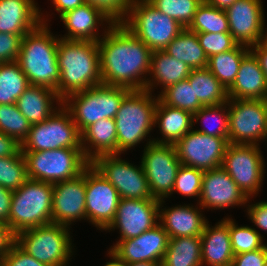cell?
<instances>
[{
	"mask_svg": "<svg viewBox=\"0 0 267 266\" xmlns=\"http://www.w3.org/2000/svg\"><path fill=\"white\" fill-rule=\"evenodd\" d=\"M169 239L168 233L158 223L138 237L118 240L110 249L126 263L142 261L162 263Z\"/></svg>",
	"mask_w": 267,
	"mask_h": 266,
	"instance_id": "obj_21",
	"label": "cell"
},
{
	"mask_svg": "<svg viewBox=\"0 0 267 266\" xmlns=\"http://www.w3.org/2000/svg\"><path fill=\"white\" fill-rule=\"evenodd\" d=\"M227 108H228V102H225L220 105L203 106L199 111L193 113V125L195 123L197 124L198 121L202 120H204V122L205 120L206 122H208L207 120L209 121L213 120L218 122L216 127L212 124L213 128L208 127L209 128L208 129L207 126L206 127L203 126L198 130L196 129V131L207 134L209 136L226 138L229 142V112Z\"/></svg>",
	"mask_w": 267,
	"mask_h": 266,
	"instance_id": "obj_38",
	"label": "cell"
},
{
	"mask_svg": "<svg viewBox=\"0 0 267 266\" xmlns=\"http://www.w3.org/2000/svg\"><path fill=\"white\" fill-rule=\"evenodd\" d=\"M229 232L234 255L255 251L267 245L260 231L249 226H238L232 217L229 218Z\"/></svg>",
	"mask_w": 267,
	"mask_h": 266,
	"instance_id": "obj_41",
	"label": "cell"
},
{
	"mask_svg": "<svg viewBox=\"0 0 267 266\" xmlns=\"http://www.w3.org/2000/svg\"><path fill=\"white\" fill-rule=\"evenodd\" d=\"M164 199L159 202V224L168 233L169 238L201 236L206 223L205 216L201 213L202 208L197 205H178L162 207ZM199 208V209H198ZM201 210V211H200Z\"/></svg>",
	"mask_w": 267,
	"mask_h": 266,
	"instance_id": "obj_23",
	"label": "cell"
},
{
	"mask_svg": "<svg viewBox=\"0 0 267 266\" xmlns=\"http://www.w3.org/2000/svg\"><path fill=\"white\" fill-rule=\"evenodd\" d=\"M247 214L249 220L258 229L267 232V201H260L255 204H247Z\"/></svg>",
	"mask_w": 267,
	"mask_h": 266,
	"instance_id": "obj_49",
	"label": "cell"
},
{
	"mask_svg": "<svg viewBox=\"0 0 267 266\" xmlns=\"http://www.w3.org/2000/svg\"><path fill=\"white\" fill-rule=\"evenodd\" d=\"M85 2L84 0H52L55 10L59 13V17L67 11L73 10Z\"/></svg>",
	"mask_w": 267,
	"mask_h": 266,
	"instance_id": "obj_53",
	"label": "cell"
},
{
	"mask_svg": "<svg viewBox=\"0 0 267 266\" xmlns=\"http://www.w3.org/2000/svg\"><path fill=\"white\" fill-rule=\"evenodd\" d=\"M190 73L191 68L183 61L169 56L164 50L153 51L150 61V77L147 79L145 90L152 93L154 88L158 87L157 85L159 87L162 85V92L168 86L187 79Z\"/></svg>",
	"mask_w": 267,
	"mask_h": 266,
	"instance_id": "obj_30",
	"label": "cell"
},
{
	"mask_svg": "<svg viewBox=\"0 0 267 266\" xmlns=\"http://www.w3.org/2000/svg\"><path fill=\"white\" fill-rule=\"evenodd\" d=\"M258 145L229 143L221 167L242 192L253 198L259 194L264 181L265 160Z\"/></svg>",
	"mask_w": 267,
	"mask_h": 266,
	"instance_id": "obj_11",
	"label": "cell"
},
{
	"mask_svg": "<svg viewBox=\"0 0 267 266\" xmlns=\"http://www.w3.org/2000/svg\"><path fill=\"white\" fill-rule=\"evenodd\" d=\"M131 90L125 87L100 84L68 95L62 102L70 112L80 133L91 124L115 118L123 98Z\"/></svg>",
	"mask_w": 267,
	"mask_h": 266,
	"instance_id": "obj_6",
	"label": "cell"
},
{
	"mask_svg": "<svg viewBox=\"0 0 267 266\" xmlns=\"http://www.w3.org/2000/svg\"><path fill=\"white\" fill-rule=\"evenodd\" d=\"M228 144L226 138L209 136L193 128L175 144V148L182 165L208 171L222 165Z\"/></svg>",
	"mask_w": 267,
	"mask_h": 266,
	"instance_id": "obj_16",
	"label": "cell"
},
{
	"mask_svg": "<svg viewBox=\"0 0 267 266\" xmlns=\"http://www.w3.org/2000/svg\"><path fill=\"white\" fill-rule=\"evenodd\" d=\"M208 223L209 221L201 234L202 266H231L234 253L229 232V217L223 218L214 227Z\"/></svg>",
	"mask_w": 267,
	"mask_h": 266,
	"instance_id": "obj_26",
	"label": "cell"
},
{
	"mask_svg": "<svg viewBox=\"0 0 267 266\" xmlns=\"http://www.w3.org/2000/svg\"><path fill=\"white\" fill-rule=\"evenodd\" d=\"M85 169L78 177L53 184L52 223L70 227L86 220Z\"/></svg>",
	"mask_w": 267,
	"mask_h": 266,
	"instance_id": "obj_20",
	"label": "cell"
},
{
	"mask_svg": "<svg viewBox=\"0 0 267 266\" xmlns=\"http://www.w3.org/2000/svg\"><path fill=\"white\" fill-rule=\"evenodd\" d=\"M99 9L112 23H123L130 12L132 0H84Z\"/></svg>",
	"mask_w": 267,
	"mask_h": 266,
	"instance_id": "obj_45",
	"label": "cell"
},
{
	"mask_svg": "<svg viewBox=\"0 0 267 266\" xmlns=\"http://www.w3.org/2000/svg\"><path fill=\"white\" fill-rule=\"evenodd\" d=\"M0 266H3V257L0 256Z\"/></svg>",
	"mask_w": 267,
	"mask_h": 266,
	"instance_id": "obj_59",
	"label": "cell"
},
{
	"mask_svg": "<svg viewBox=\"0 0 267 266\" xmlns=\"http://www.w3.org/2000/svg\"><path fill=\"white\" fill-rule=\"evenodd\" d=\"M59 148H82L81 133L63 104L45 121L32 124L21 144L22 152Z\"/></svg>",
	"mask_w": 267,
	"mask_h": 266,
	"instance_id": "obj_10",
	"label": "cell"
},
{
	"mask_svg": "<svg viewBox=\"0 0 267 266\" xmlns=\"http://www.w3.org/2000/svg\"><path fill=\"white\" fill-rule=\"evenodd\" d=\"M188 29L195 33H229L226 11L203 1L197 7Z\"/></svg>",
	"mask_w": 267,
	"mask_h": 266,
	"instance_id": "obj_36",
	"label": "cell"
},
{
	"mask_svg": "<svg viewBox=\"0 0 267 266\" xmlns=\"http://www.w3.org/2000/svg\"><path fill=\"white\" fill-rule=\"evenodd\" d=\"M158 199H120L114 220L104 230L119 229V240L138 237L159 222Z\"/></svg>",
	"mask_w": 267,
	"mask_h": 266,
	"instance_id": "obj_17",
	"label": "cell"
},
{
	"mask_svg": "<svg viewBox=\"0 0 267 266\" xmlns=\"http://www.w3.org/2000/svg\"><path fill=\"white\" fill-rule=\"evenodd\" d=\"M228 112L229 143L260 146L267 141V100L228 99Z\"/></svg>",
	"mask_w": 267,
	"mask_h": 266,
	"instance_id": "obj_12",
	"label": "cell"
},
{
	"mask_svg": "<svg viewBox=\"0 0 267 266\" xmlns=\"http://www.w3.org/2000/svg\"><path fill=\"white\" fill-rule=\"evenodd\" d=\"M229 99L267 100V83L258 58L250 50L242 59Z\"/></svg>",
	"mask_w": 267,
	"mask_h": 266,
	"instance_id": "obj_25",
	"label": "cell"
},
{
	"mask_svg": "<svg viewBox=\"0 0 267 266\" xmlns=\"http://www.w3.org/2000/svg\"><path fill=\"white\" fill-rule=\"evenodd\" d=\"M23 36L0 33V63L15 62L17 60Z\"/></svg>",
	"mask_w": 267,
	"mask_h": 266,
	"instance_id": "obj_46",
	"label": "cell"
},
{
	"mask_svg": "<svg viewBox=\"0 0 267 266\" xmlns=\"http://www.w3.org/2000/svg\"><path fill=\"white\" fill-rule=\"evenodd\" d=\"M141 165L153 198L166 200L172 194L177 172L181 166L175 145L160 144L147 138Z\"/></svg>",
	"mask_w": 267,
	"mask_h": 266,
	"instance_id": "obj_13",
	"label": "cell"
},
{
	"mask_svg": "<svg viewBox=\"0 0 267 266\" xmlns=\"http://www.w3.org/2000/svg\"><path fill=\"white\" fill-rule=\"evenodd\" d=\"M102 84L145 90L152 50L122 23L112 24L97 42Z\"/></svg>",
	"mask_w": 267,
	"mask_h": 266,
	"instance_id": "obj_1",
	"label": "cell"
},
{
	"mask_svg": "<svg viewBox=\"0 0 267 266\" xmlns=\"http://www.w3.org/2000/svg\"><path fill=\"white\" fill-rule=\"evenodd\" d=\"M67 32L62 39L77 40V41H95L98 42L105 34L107 29L113 24L112 21L105 16L99 9L93 7L88 3L67 11L65 14L59 17ZM105 22V23H103ZM107 23L109 26H107ZM105 25L107 28L102 35L98 32L99 26Z\"/></svg>",
	"mask_w": 267,
	"mask_h": 266,
	"instance_id": "obj_22",
	"label": "cell"
},
{
	"mask_svg": "<svg viewBox=\"0 0 267 266\" xmlns=\"http://www.w3.org/2000/svg\"><path fill=\"white\" fill-rule=\"evenodd\" d=\"M108 256L111 258L104 266H127V263L123 261L117 254H115L111 249L108 251Z\"/></svg>",
	"mask_w": 267,
	"mask_h": 266,
	"instance_id": "obj_56",
	"label": "cell"
},
{
	"mask_svg": "<svg viewBox=\"0 0 267 266\" xmlns=\"http://www.w3.org/2000/svg\"><path fill=\"white\" fill-rule=\"evenodd\" d=\"M127 266H161V263L152 261H142L136 263H127Z\"/></svg>",
	"mask_w": 267,
	"mask_h": 266,
	"instance_id": "obj_57",
	"label": "cell"
},
{
	"mask_svg": "<svg viewBox=\"0 0 267 266\" xmlns=\"http://www.w3.org/2000/svg\"><path fill=\"white\" fill-rule=\"evenodd\" d=\"M34 0H0V33L25 35L41 22V10Z\"/></svg>",
	"mask_w": 267,
	"mask_h": 266,
	"instance_id": "obj_24",
	"label": "cell"
},
{
	"mask_svg": "<svg viewBox=\"0 0 267 266\" xmlns=\"http://www.w3.org/2000/svg\"><path fill=\"white\" fill-rule=\"evenodd\" d=\"M159 93V99L173 108L183 109L193 114L203 107L195 96L188 79L172 84Z\"/></svg>",
	"mask_w": 267,
	"mask_h": 266,
	"instance_id": "obj_37",
	"label": "cell"
},
{
	"mask_svg": "<svg viewBox=\"0 0 267 266\" xmlns=\"http://www.w3.org/2000/svg\"><path fill=\"white\" fill-rule=\"evenodd\" d=\"M248 198L229 174L220 166L204 171L201 194L197 204L204 209H226L236 206H246Z\"/></svg>",
	"mask_w": 267,
	"mask_h": 266,
	"instance_id": "obj_18",
	"label": "cell"
},
{
	"mask_svg": "<svg viewBox=\"0 0 267 266\" xmlns=\"http://www.w3.org/2000/svg\"><path fill=\"white\" fill-rule=\"evenodd\" d=\"M3 266H49L23 251L15 242L3 257Z\"/></svg>",
	"mask_w": 267,
	"mask_h": 266,
	"instance_id": "obj_47",
	"label": "cell"
},
{
	"mask_svg": "<svg viewBox=\"0 0 267 266\" xmlns=\"http://www.w3.org/2000/svg\"><path fill=\"white\" fill-rule=\"evenodd\" d=\"M15 243L49 266H68L74 252L70 227L54 223L19 232L15 235Z\"/></svg>",
	"mask_w": 267,
	"mask_h": 266,
	"instance_id": "obj_7",
	"label": "cell"
},
{
	"mask_svg": "<svg viewBox=\"0 0 267 266\" xmlns=\"http://www.w3.org/2000/svg\"><path fill=\"white\" fill-rule=\"evenodd\" d=\"M198 101L203 106H214L228 102V93L221 82L206 68L191 70L187 78Z\"/></svg>",
	"mask_w": 267,
	"mask_h": 266,
	"instance_id": "obj_32",
	"label": "cell"
},
{
	"mask_svg": "<svg viewBox=\"0 0 267 266\" xmlns=\"http://www.w3.org/2000/svg\"><path fill=\"white\" fill-rule=\"evenodd\" d=\"M41 14L42 23L23 36L16 62L26 75L30 85L43 86L57 91L59 36L51 33L48 23H46L48 18L46 19L42 12Z\"/></svg>",
	"mask_w": 267,
	"mask_h": 266,
	"instance_id": "obj_3",
	"label": "cell"
},
{
	"mask_svg": "<svg viewBox=\"0 0 267 266\" xmlns=\"http://www.w3.org/2000/svg\"><path fill=\"white\" fill-rule=\"evenodd\" d=\"M62 102L56 91L43 86L30 85L18 98L16 104L22 115L32 125L45 121L60 108ZM57 104L58 106L54 107Z\"/></svg>",
	"mask_w": 267,
	"mask_h": 266,
	"instance_id": "obj_27",
	"label": "cell"
},
{
	"mask_svg": "<svg viewBox=\"0 0 267 266\" xmlns=\"http://www.w3.org/2000/svg\"><path fill=\"white\" fill-rule=\"evenodd\" d=\"M20 150L21 144L13 137L0 132V157L16 155Z\"/></svg>",
	"mask_w": 267,
	"mask_h": 266,
	"instance_id": "obj_51",
	"label": "cell"
},
{
	"mask_svg": "<svg viewBox=\"0 0 267 266\" xmlns=\"http://www.w3.org/2000/svg\"><path fill=\"white\" fill-rule=\"evenodd\" d=\"M154 124L155 126L158 124V130L163 137L162 139L153 138V142L175 145L193 129V114L183 109L170 107L158 98Z\"/></svg>",
	"mask_w": 267,
	"mask_h": 266,
	"instance_id": "obj_29",
	"label": "cell"
},
{
	"mask_svg": "<svg viewBox=\"0 0 267 266\" xmlns=\"http://www.w3.org/2000/svg\"><path fill=\"white\" fill-rule=\"evenodd\" d=\"M30 128V122L22 115L16 103L0 104V132L22 144Z\"/></svg>",
	"mask_w": 267,
	"mask_h": 266,
	"instance_id": "obj_39",
	"label": "cell"
},
{
	"mask_svg": "<svg viewBox=\"0 0 267 266\" xmlns=\"http://www.w3.org/2000/svg\"><path fill=\"white\" fill-rule=\"evenodd\" d=\"M262 3L261 0H236L225 10L229 33L238 45L251 48L259 43L266 25Z\"/></svg>",
	"mask_w": 267,
	"mask_h": 266,
	"instance_id": "obj_19",
	"label": "cell"
},
{
	"mask_svg": "<svg viewBox=\"0 0 267 266\" xmlns=\"http://www.w3.org/2000/svg\"><path fill=\"white\" fill-rule=\"evenodd\" d=\"M119 156L102 155L90 163L114 186L121 199H155L142 165H134Z\"/></svg>",
	"mask_w": 267,
	"mask_h": 266,
	"instance_id": "obj_14",
	"label": "cell"
},
{
	"mask_svg": "<svg viewBox=\"0 0 267 266\" xmlns=\"http://www.w3.org/2000/svg\"><path fill=\"white\" fill-rule=\"evenodd\" d=\"M57 62L59 83L56 92L62 100L70 94L102 84L100 53L95 41L59 37Z\"/></svg>",
	"mask_w": 267,
	"mask_h": 266,
	"instance_id": "obj_2",
	"label": "cell"
},
{
	"mask_svg": "<svg viewBox=\"0 0 267 266\" xmlns=\"http://www.w3.org/2000/svg\"><path fill=\"white\" fill-rule=\"evenodd\" d=\"M122 24L152 51L164 50L184 29L147 0H132L128 17Z\"/></svg>",
	"mask_w": 267,
	"mask_h": 266,
	"instance_id": "obj_9",
	"label": "cell"
},
{
	"mask_svg": "<svg viewBox=\"0 0 267 266\" xmlns=\"http://www.w3.org/2000/svg\"><path fill=\"white\" fill-rule=\"evenodd\" d=\"M13 191L5 189L0 185V222L9 227V214Z\"/></svg>",
	"mask_w": 267,
	"mask_h": 266,
	"instance_id": "obj_50",
	"label": "cell"
},
{
	"mask_svg": "<svg viewBox=\"0 0 267 266\" xmlns=\"http://www.w3.org/2000/svg\"><path fill=\"white\" fill-rule=\"evenodd\" d=\"M85 189L86 220L105 230L114 220L120 195L91 163L85 168Z\"/></svg>",
	"mask_w": 267,
	"mask_h": 266,
	"instance_id": "obj_15",
	"label": "cell"
},
{
	"mask_svg": "<svg viewBox=\"0 0 267 266\" xmlns=\"http://www.w3.org/2000/svg\"><path fill=\"white\" fill-rule=\"evenodd\" d=\"M28 179L55 184L78 177L90 164L82 148L22 152Z\"/></svg>",
	"mask_w": 267,
	"mask_h": 266,
	"instance_id": "obj_8",
	"label": "cell"
},
{
	"mask_svg": "<svg viewBox=\"0 0 267 266\" xmlns=\"http://www.w3.org/2000/svg\"><path fill=\"white\" fill-rule=\"evenodd\" d=\"M263 26V31L261 33V37H260V41H259V44L267 51V30L265 31V28Z\"/></svg>",
	"mask_w": 267,
	"mask_h": 266,
	"instance_id": "obj_58",
	"label": "cell"
},
{
	"mask_svg": "<svg viewBox=\"0 0 267 266\" xmlns=\"http://www.w3.org/2000/svg\"><path fill=\"white\" fill-rule=\"evenodd\" d=\"M203 173L204 171L200 169L181 164L176 175L172 194L173 192H178L182 196L190 198L198 197L199 199Z\"/></svg>",
	"mask_w": 267,
	"mask_h": 266,
	"instance_id": "obj_43",
	"label": "cell"
},
{
	"mask_svg": "<svg viewBox=\"0 0 267 266\" xmlns=\"http://www.w3.org/2000/svg\"><path fill=\"white\" fill-rule=\"evenodd\" d=\"M158 95L147 90H131L122 100L115 115L117 154L131 150L140 142L147 141L155 127V108Z\"/></svg>",
	"mask_w": 267,
	"mask_h": 266,
	"instance_id": "obj_4",
	"label": "cell"
},
{
	"mask_svg": "<svg viewBox=\"0 0 267 266\" xmlns=\"http://www.w3.org/2000/svg\"><path fill=\"white\" fill-rule=\"evenodd\" d=\"M249 51V47L237 44L229 51L208 58L207 68L228 90L235 81L243 57Z\"/></svg>",
	"mask_w": 267,
	"mask_h": 266,
	"instance_id": "obj_34",
	"label": "cell"
},
{
	"mask_svg": "<svg viewBox=\"0 0 267 266\" xmlns=\"http://www.w3.org/2000/svg\"><path fill=\"white\" fill-rule=\"evenodd\" d=\"M14 242L15 236L10 231L8 225L0 222V256L4 257Z\"/></svg>",
	"mask_w": 267,
	"mask_h": 266,
	"instance_id": "obj_52",
	"label": "cell"
},
{
	"mask_svg": "<svg viewBox=\"0 0 267 266\" xmlns=\"http://www.w3.org/2000/svg\"><path fill=\"white\" fill-rule=\"evenodd\" d=\"M161 13L176 20L183 28L192 23L197 7L203 0H147Z\"/></svg>",
	"mask_w": 267,
	"mask_h": 266,
	"instance_id": "obj_42",
	"label": "cell"
},
{
	"mask_svg": "<svg viewBox=\"0 0 267 266\" xmlns=\"http://www.w3.org/2000/svg\"><path fill=\"white\" fill-rule=\"evenodd\" d=\"M166 53L186 63L191 70L206 68L208 57L200 46L197 34L184 28L164 49Z\"/></svg>",
	"mask_w": 267,
	"mask_h": 266,
	"instance_id": "obj_31",
	"label": "cell"
},
{
	"mask_svg": "<svg viewBox=\"0 0 267 266\" xmlns=\"http://www.w3.org/2000/svg\"><path fill=\"white\" fill-rule=\"evenodd\" d=\"M29 86L16 61L0 63V104H15Z\"/></svg>",
	"mask_w": 267,
	"mask_h": 266,
	"instance_id": "obj_35",
	"label": "cell"
},
{
	"mask_svg": "<svg viewBox=\"0 0 267 266\" xmlns=\"http://www.w3.org/2000/svg\"><path fill=\"white\" fill-rule=\"evenodd\" d=\"M267 264V245L264 248L234 255L231 266H265Z\"/></svg>",
	"mask_w": 267,
	"mask_h": 266,
	"instance_id": "obj_48",
	"label": "cell"
},
{
	"mask_svg": "<svg viewBox=\"0 0 267 266\" xmlns=\"http://www.w3.org/2000/svg\"><path fill=\"white\" fill-rule=\"evenodd\" d=\"M208 58L233 49L237 43L230 33H196Z\"/></svg>",
	"mask_w": 267,
	"mask_h": 266,
	"instance_id": "obj_44",
	"label": "cell"
},
{
	"mask_svg": "<svg viewBox=\"0 0 267 266\" xmlns=\"http://www.w3.org/2000/svg\"><path fill=\"white\" fill-rule=\"evenodd\" d=\"M250 50L258 58L267 83V51L259 43L255 46H252Z\"/></svg>",
	"mask_w": 267,
	"mask_h": 266,
	"instance_id": "obj_54",
	"label": "cell"
},
{
	"mask_svg": "<svg viewBox=\"0 0 267 266\" xmlns=\"http://www.w3.org/2000/svg\"><path fill=\"white\" fill-rule=\"evenodd\" d=\"M28 180L26 162L20 150L16 155L0 157V185L15 191Z\"/></svg>",
	"mask_w": 267,
	"mask_h": 266,
	"instance_id": "obj_40",
	"label": "cell"
},
{
	"mask_svg": "<svg viewBox=\"0 0 267 266\" xmlns=\"http://www.w3.org/2000/svg\"><path fill=\"white\" fill-rule=\"evenodd\" d=\"M81 147L89 162L102 155L117 154L115 119H101L87 127L81 133Z\"/></svg>",
	"mask_w": 267,
	"mask_h": 266,
	"instance_id": "obj_28",
	"label": "cell"
},
{
	"mask_svg": "<svg viewBox=\"0 0 267 266\" xmlns=\"http://www.w3.org/2000/svg\"><path fill=\"white\" fill-rule=\"evenodd\" d=\"M205 3L214 6L218 9L226 10L230 7L236 0H203Z\"/></svg>",
	"mask_w": 267,
	"mask_h": 266,
	"instance_id": "obj_55",
	"label": "cell"
},
{
	"mask_svg": "<svg viewBox=\"0 0 267 266\" xmlns=\"http://www.w3.org/2000/svg\"><path fill=\"white\" fill-rule=\"evenodd\" d=\"M52 194L53 184L31 179L13 191L9 229L14 236L52 223Z\"/></svg>",
	"mask_w": 267,
	"mask_h": 266,
	"instance_id": "obj_5",
	"label": "cell"
},
{
	"mask_svg": "<svg viewBox=\"0 0 267 266\" xmlns=\"http://www.w3.org/2000/svg\"><path fill=\"white\" fill-rule=\"evenodd\" d=\"M201 236L169 239L161 266H202Z\"/></svg>",
	"mask_w": 267,
	"mask_h": 266,
	"instance_id": "obj_33",
	"label": "cell"
}]
</instances>
